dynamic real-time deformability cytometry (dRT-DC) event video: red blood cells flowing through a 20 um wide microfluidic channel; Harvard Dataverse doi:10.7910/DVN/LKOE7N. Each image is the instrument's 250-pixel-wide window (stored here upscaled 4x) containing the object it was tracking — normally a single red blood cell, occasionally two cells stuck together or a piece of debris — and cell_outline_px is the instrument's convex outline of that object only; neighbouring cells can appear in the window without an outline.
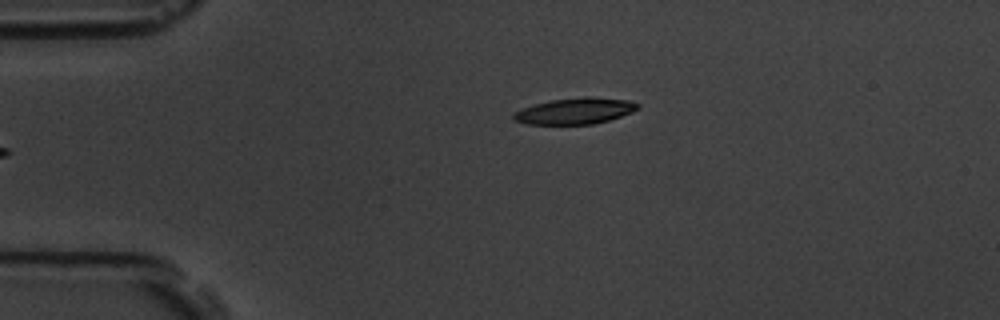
{"species": "common noctule bat (a hibernating species)", "species_latin": "Nyctalus noctula", "temperature_condition": "room temperature", "stored_images_in_passage": 7, "camera_frame_rate_fps": 3000, "um_per_image_px": 0.085, "animal": {"sex": "male", "body_mass_g": 19.5, "forearm_length_mm": 54.6}, "frame": {"image": 1, "passage_image": 7, "time_ms": 6.667, "image_size_px": [1000, 320], "cell_outline_px": [[640, 108], [632, 112], [608, 120], [592, 124], [524, 124], [512, 120], [512, 116], [516, 112], [524, 108], [536, 104], [552, 100], [584, 96], [592, 96], [628, 100], [640, 104]], "centroid_in_image_um": [48.9, 9.43], "position_along_channel_um": 36.1, "area_um2": 18.9}}